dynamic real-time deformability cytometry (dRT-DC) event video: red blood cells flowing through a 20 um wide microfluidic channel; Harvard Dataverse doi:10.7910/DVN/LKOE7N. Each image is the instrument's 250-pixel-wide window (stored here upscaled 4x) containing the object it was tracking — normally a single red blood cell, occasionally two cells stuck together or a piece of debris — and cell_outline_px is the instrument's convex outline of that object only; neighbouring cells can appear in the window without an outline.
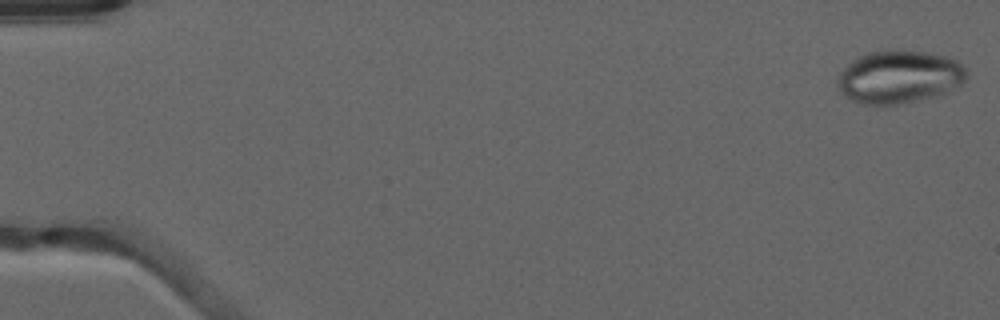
{"species": "common noctule bat (a hibernating species)", "species_latin": "Nyctalus noctula", "temperature_condition": "warm", "stored_images_in_passage": 51, "camera_frame_rate_fps": 3000, "um_per_image_px": 0.085, "animal": {"sex": "male", "forearm_length_mm": 52.5}, "frame": {"image": 1, "passage_image": 1, "time_ms": 0.0, "image_size_px": [1000, 320], "cell_outline_px": [[968, 76], [956, 88], [948, 92], [900, 104], [864, 104], [852, 100], [844, 96], [840, 92], [836, 84], [836, 80], [840, 72], [852, 60], [868, 52], [924, 52], [948, 56], [956, 60], [968, 72]], "centroid_in_image_um": [76.42, 6.56], "position_along_channel_um": 8.6, "area_um2": 39.25}}
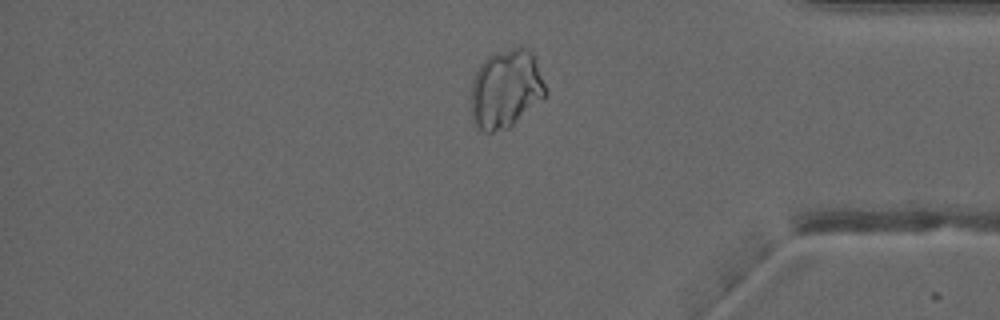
{"frame": {"image": 2, "passage_image": 43, "time_ms": 14.0, "image_size_px": [1000, 320], "cell_outline_px": [[548, 92], [544, 96], [508, 128], [492, 132], [484, 132], [472, 120], [472, 84], [476, 72], [480, 64], [488, 56], [520, 44], [528, 48], [532, 52], [536, 60], [548, 88]], "centroid_in_image_um": [43.03, 7.51], "position_along_channel_um": 392.2, "area_um2": 34.04}}
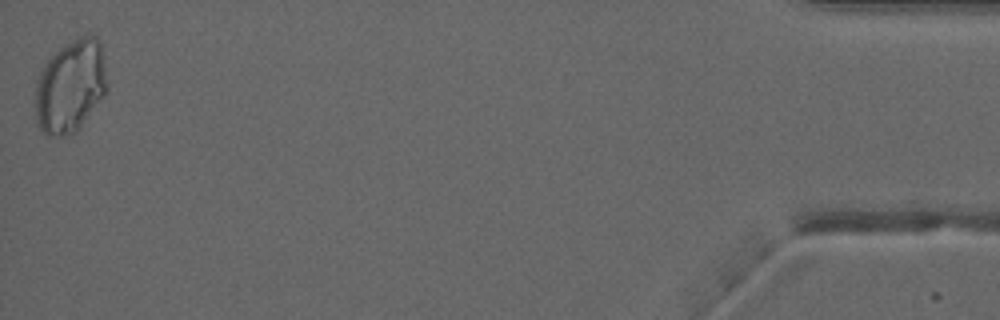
{"frame": {"image": 3, "passage_image": 51, "time_ms": 16.667, "image_size_px": [1000, 320], "cell_outline_px": [[108, 88], [104, 96], [76, 132], [64, 136], [48, 136], [40, 128], [36, 120], [36, 80], [44, 64], [52, 52], [84, 36], [96, 36], [100, 40], [104, 60]], "centroid_in_image_um": [5.99, 7.35], "position_along_channel_um": 429.2, "area_um2": 38.78}}